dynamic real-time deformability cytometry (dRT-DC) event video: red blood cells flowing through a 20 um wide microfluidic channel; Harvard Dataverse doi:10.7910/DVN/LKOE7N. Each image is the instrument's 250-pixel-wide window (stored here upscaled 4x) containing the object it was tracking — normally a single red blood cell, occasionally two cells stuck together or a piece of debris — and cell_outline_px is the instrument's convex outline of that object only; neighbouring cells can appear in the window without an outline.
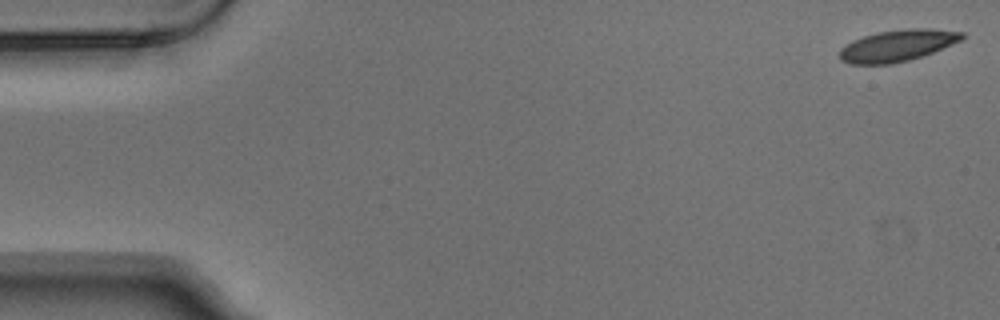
{"species": "Egyptian fruit bat (a non-hibernating species)", "species_latin": "Rousettus aegyptiacus", "temperature_condition": "warm", "stored_images_in_passage": 5, "camera_frame_rate_fps": 3000, "um_per_image_px": 0.085, "animal": {"sex": "male"}, "frame": {"image": 1, "passage_image": 1, "time_ms": 0.0, "image_size_px": [1000, 320], "cell_outline_px": [[964, 36], [960, 40], [952, 44], [932, 52], [908, 60], [892, 64], [852, 64], [840, 60], [840, 48], [852, 40], [876, 32], [912, 28], [932, 28], [964, 32]], "centroid_in_image_um": [76.26, 3.86], "position_along_channel_um": 8.7, "area_um2": 22.37}}
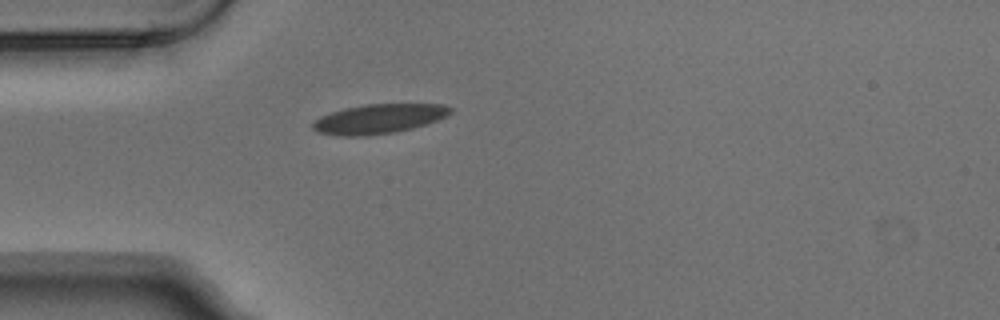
{"frame": {"image": 2, "passage_image": 5, "time_ms": 1.333, "image_size_px": [1000, 320], "cell_outline_px": [[452, 112], [436, 120], [412, 128], [396, 132], [364, 136], [340, 136], [316, 132], [312, 128], [312, 124], [320, 116], [344, 108], [364, 104], [444, 104], [452, 108]], "centroid_in_image_um": [32.16, 10.1], "position_along_channel_um": 52.8, "area_um2": 23.58}}